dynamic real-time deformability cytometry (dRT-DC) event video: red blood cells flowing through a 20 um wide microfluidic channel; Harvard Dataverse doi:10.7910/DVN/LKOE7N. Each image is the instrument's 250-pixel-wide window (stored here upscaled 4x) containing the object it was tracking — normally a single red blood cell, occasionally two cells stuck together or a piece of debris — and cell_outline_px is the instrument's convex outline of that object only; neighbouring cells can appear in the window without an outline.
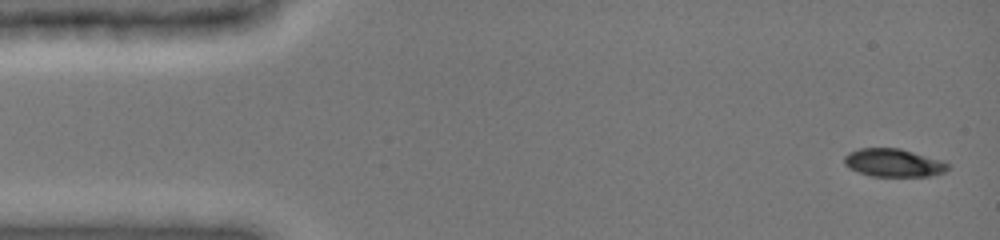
{"species": "common noctule bat (a hibernating species)", "species_latin": "Nyctalus noctula", "temperature_condition": "cold", "stored_images_in_passage": 9, "camera_frame_rate_fps": 3000, "um_per_image_px": 0.085, "animal": {"sex": "female", "body_mass_g": 19.0, "forearm_length_mm": 51.5}, "frame": {"image": 1, "passage_image": 1, "time_ms": 0.0, "image_size_px": [1000, 240], "cell_outline_px": [[948, 168], [944, 172], [928, 176], [872, 176], [848, 168], [844, 164], [844, 156], [848, 152], [860, 148], [900, 148], [940, 160], [948, 164]], "centroid_in_image_um": [75.9, 13.83], "position_along_channel_um": 9.1, "area_um2": 16.76}}
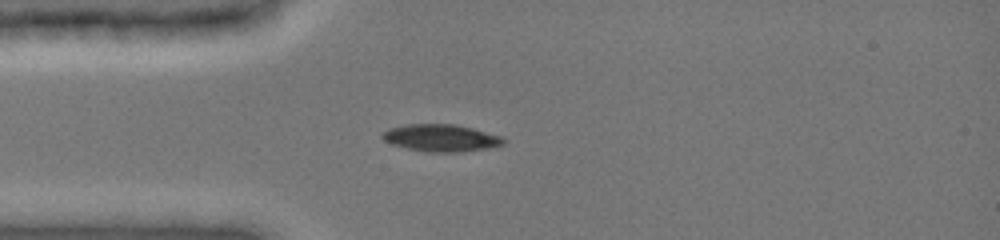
{"frame": {"image": 2, "passage_image": 5, "time_ms": 3.667, "image_size_px": [1000, 240], "cell_outline_px": [[508, 140], [504, 144], [488, 148], [460, 152], [432, 152], [408, 148], [392, 144], [384, 140], [380, 136], [380, 132], [388, 128], [408, 124], [456, 124], [504, 136]], "centroid_in_image_um": [37.51, 11.71], "position_along_channel_um": 47.5, "area_um2": 19.36}}
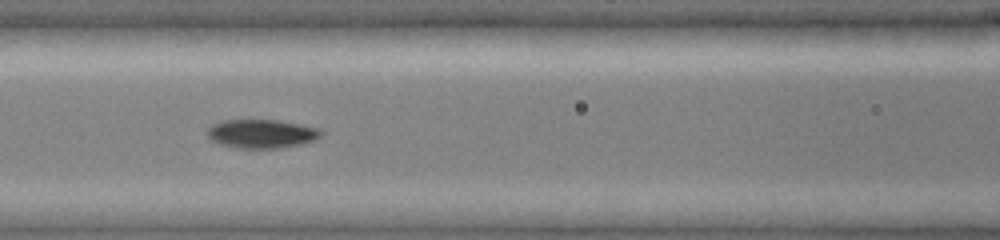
{"frame": {"image": 3, "passage_image": 8, "time_ms": 6.333, "image_size_px": [1000, 240], "cell_outline_px": [[324, 132], [316, 140], [300, 144], [280, 148], [240, 148], [220, 144], [212, 140], [208, 136], [208, 128], [212, 124], [224, 120], [280, 120], [320, 128]], "centroid_in_image_um": [22.28, 11.36], "position_along_channel_um": 144.3, "area_um2": 19.07}}